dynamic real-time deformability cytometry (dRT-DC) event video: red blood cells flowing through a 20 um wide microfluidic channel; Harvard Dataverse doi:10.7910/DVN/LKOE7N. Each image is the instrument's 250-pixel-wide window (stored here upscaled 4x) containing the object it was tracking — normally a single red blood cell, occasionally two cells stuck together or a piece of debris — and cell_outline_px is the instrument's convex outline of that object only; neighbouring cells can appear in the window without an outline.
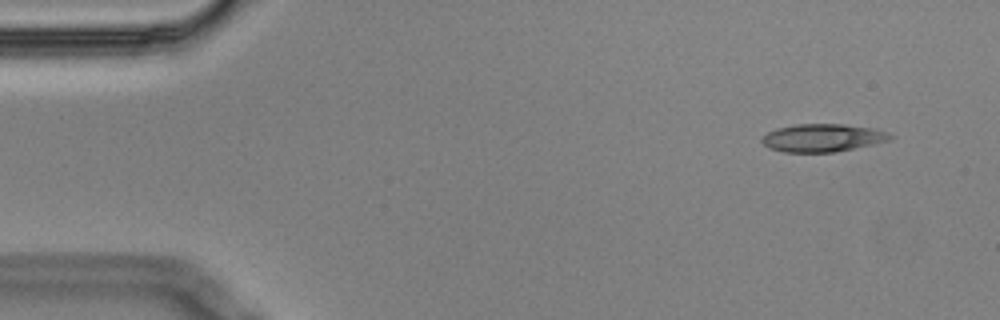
{"species": "Egyptian fruit bat (a non-hibernating species)", "species_latin": "Rousettus aegyptiacus", "temperature_condition": "cold", "stored_images_in_passage": 4, "camera_frame_rate_fps": 3000, "um_per_image_px": 0.085, "animal": {"sex": "male"}, "frame": {"image": 1, "passage_image": 1, "time_ms": 0.0, "image_size_px": [1000, 320], "cell_outline_px": [[896, 136], [888, 140], [872, 144], [832, 152], [784, 152], [772, 148], [764, 144], [760, 140], [768, 132], [776, 128], [796, 124], [844, 124], [872, 128]], "centroid_in_image_um": [69.9, 11.7], "position_along_channel_um": 15.1, "area_um2": 20.46}}
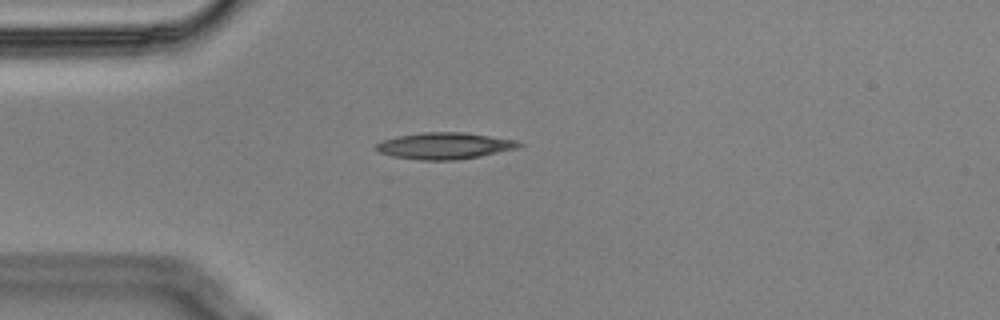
{"frame": {"image": 2, "passage_image": 4, "time_ms": 1.0, "image_size_px": [1000, 320], "cell_outline_px": [[524, 144], [516, 148], [480, 156], [456, 160], [420, 160], [392, 156], [380, 152], [372, 148], [376, 144], [384, 140], [396, 136], [424, 132], [464, 132], [516, 140]], "centroid_in_image_um": [37.75, 12.39], "position_along_channel_um": 47.2, "area_um2": 22.02}}